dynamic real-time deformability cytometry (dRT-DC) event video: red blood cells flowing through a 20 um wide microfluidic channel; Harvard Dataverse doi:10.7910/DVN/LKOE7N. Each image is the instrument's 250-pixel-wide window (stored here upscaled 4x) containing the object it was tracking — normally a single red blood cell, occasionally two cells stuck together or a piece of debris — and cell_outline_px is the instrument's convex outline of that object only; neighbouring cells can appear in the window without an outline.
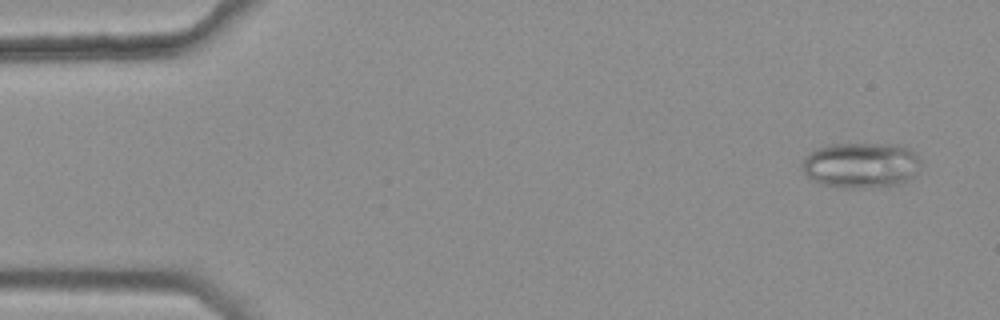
{"species": "common noctule bat (a hibernating species)", "species_latin": "Nyctalus noctula", "temperature_condition": "warm", "stored_images_in_passage": 46, "camera_frame_rate_fps": 3000, "um_per_image_px": 0.085, "animal": {"sex": "female", "body_mass_g": 25.1}, "frame": {"image": 1, "passage_image": 3, "time_ms": 0.667, "image_size_px": [1000, 320], "cell_outline_px": [[920, 164], [916, 172], [904, 184], [868, 188], [844, 188], [820, 184], [812, 180], [804, 172], [800, 164], [808, 152], [816, 148], [832, 144], [896, 144], [908, 148], [920, 160]], "centroid_in_image_um": [73.15, 14.05], "position_along_channel_um": 11.9, "area_um2": 31.79}}
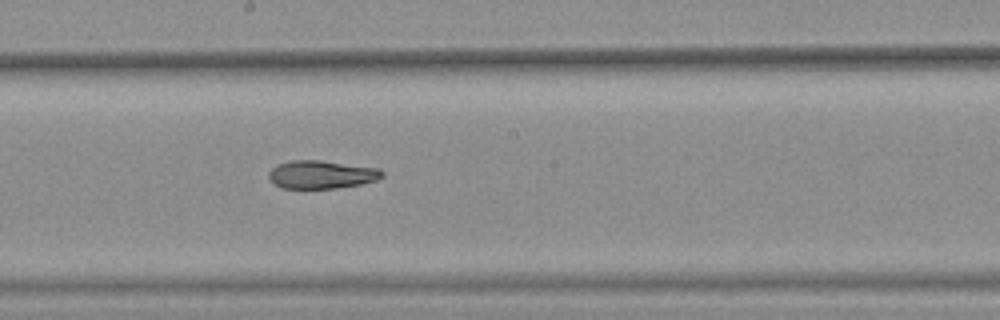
{"frame": {"image": 2, "passage_image": 29, "time_ms": 9.333, "image_size_px": [1000, 320], "cell_outline_px": [[384, 176], [376, 180], [360, 184], [336, 188], [280, 188], [272, 184], [268, 176], [268, 172], [276, 164], [292, 160], [320, 160], [380, 168], [384, 172]], "centroid_in_image_um": [27.3, 14.83], "position_along_channel_um": 220.9, "area_um2": 18.79}}
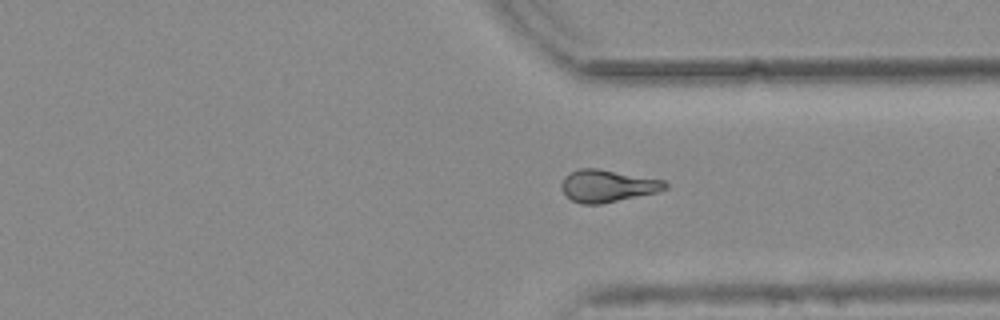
{"frame": {"image": 3, "passage_image": 40, "time_ms": 13.0, "image_size_px": [1000, 320], "cell_outline_px": [[668, 188], [656, 192], [600, 204], [580, 204], [572, 200], [564, 192], [560, 184], [564, 176], [580, 168], [596, 168], [664, 180], [668, 184]], "centroid_in_image_um": [51.63, 15.8], "position_along_channel_um": 359.8, "area_um2": 19.25}, "authors_computed_cell_mechanics": {"area_um2": 19.5075, "velocity_mm_per_s": 3.773, "shape_relaxation_time_tau1_ms": null, "shape_relaxation_time_tau2_ms": 9.331, "deformation_change_tau1": null, "deformation_change_tau2": 0.1792}}